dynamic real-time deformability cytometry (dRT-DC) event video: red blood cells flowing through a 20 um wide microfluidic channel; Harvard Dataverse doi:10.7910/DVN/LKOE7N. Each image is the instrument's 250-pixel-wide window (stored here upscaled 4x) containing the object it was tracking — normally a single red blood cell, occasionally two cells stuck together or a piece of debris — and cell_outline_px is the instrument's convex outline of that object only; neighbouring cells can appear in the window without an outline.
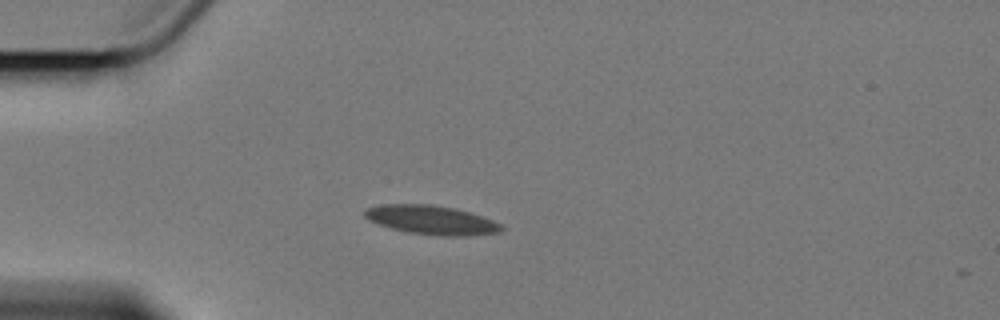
{"species": "Egyptian fruit bat (a non-hibernating species)", "species_latin": "Rousettus aegyptiacus", "temperature_condition": "cold", "stored_images_in_passage": 6, "camera_frame_rate_fps": 3000, "um_per_image_px": 0.085, "animal": {"sex": "female"}, "frame": {"image": 1, "passage_image": 5, "time_ms": 5.333, "image_size_px": [1000, 320], "cell_outline_px": [[504, 228], [500, 232], [456, 236], [444, 236], [408, 232], [392, 228], [368, 220], [364, 216], [364, 208], [384, 204], [432, 204], [456, 208], [492, 220], [500, 224]], "centroid_in_image_um": [36.63, 18.68], "position_along_channel_um": 48.4, "area_um2": 22.83}}